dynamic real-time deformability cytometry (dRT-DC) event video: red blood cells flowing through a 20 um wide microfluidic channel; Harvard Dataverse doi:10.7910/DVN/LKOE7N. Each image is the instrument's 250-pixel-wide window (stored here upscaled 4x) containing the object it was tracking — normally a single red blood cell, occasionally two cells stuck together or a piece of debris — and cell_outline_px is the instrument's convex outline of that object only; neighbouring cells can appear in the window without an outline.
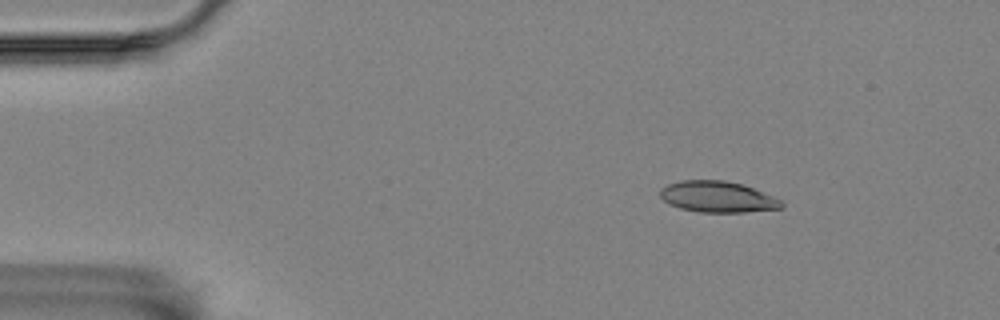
{"species": "Egyptian fruit bat (a non-hibernating species)", "species_latin": "Rousettus aegyptiacus", "temperature_condition": "room temperature", "stored_images_in_passage": 15, "camera_frame_rate_fps": 3000, "um_per_image_px": 0.085, "animal": {"sex": "female"}, "frame": {"image": 1, "passage_image": 1, "time_ms": 0.0, "image_size_px": [1000, 320], "cell_outline_px": [[784, 204], [780, 208], [744, 212], [700, 212], [680, 208], [668, 204], [660, 196], [660, 188], [668, 184], [680, 180], [724, 180], [744, 184], [772, 196], [780, 200]], "centroid_in_image_um": [60.96, 16.72], "position_along_channel_um": 24.0, "area_um2": 21.96}}
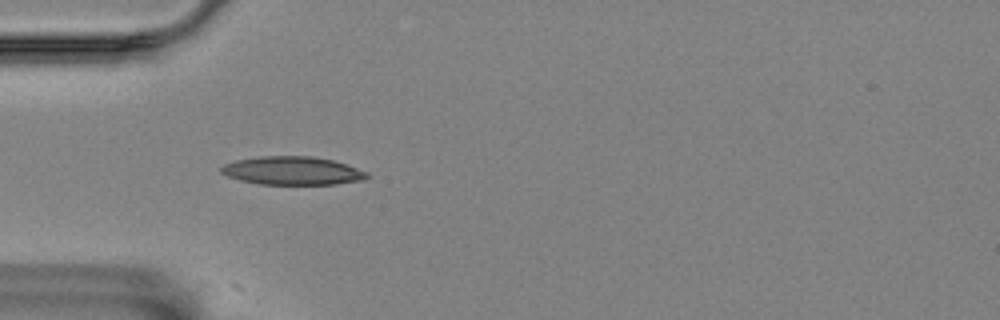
{"frame": {"image": 2, "passage_image": 10, "time_ms": 3.0, "image_size_px": [1000, 320], "cell_outline_px": [[368, 176], [364, 180], [336, 184], [260, 184], [240, 180], [228, 176], [220, 172], [220, 168], [224, 164], [236, 160], [260, 156], [312, 156], [332, 160], [368, 172]], "centroid_in_image_um": [24.84, 14.51], "position_along_channel_um": 60.2, "area_um2": 23.93}}
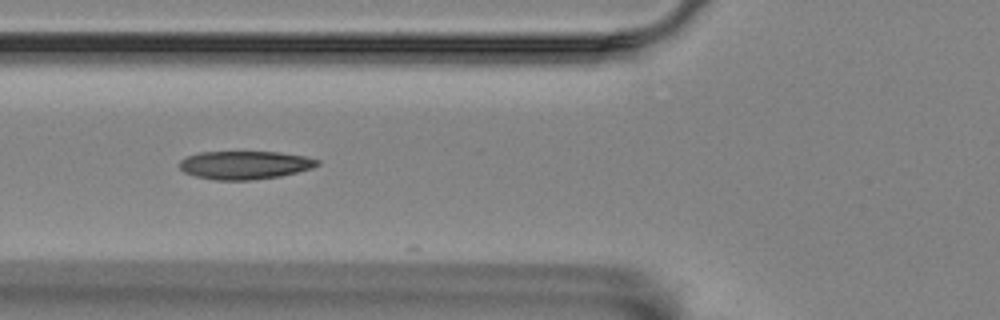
{"frame": {"image": 3, "passage_image": 14, "time_ms": 4.333, "image_size_px": [1000, 320], "cell_outline_px": [[320, 164], [312, 168], [280, 176], [252, 180], [216, 180], [196, 176], [184, 172], [180, 168], [180, 160], [184, 156], [200, 152], [280, 152], [304, 156], [320, 160]], "centroid_in_image_um": [20.8, 14.02], "position_along_channel_um": 105.0, "area_um2": 22.72}}